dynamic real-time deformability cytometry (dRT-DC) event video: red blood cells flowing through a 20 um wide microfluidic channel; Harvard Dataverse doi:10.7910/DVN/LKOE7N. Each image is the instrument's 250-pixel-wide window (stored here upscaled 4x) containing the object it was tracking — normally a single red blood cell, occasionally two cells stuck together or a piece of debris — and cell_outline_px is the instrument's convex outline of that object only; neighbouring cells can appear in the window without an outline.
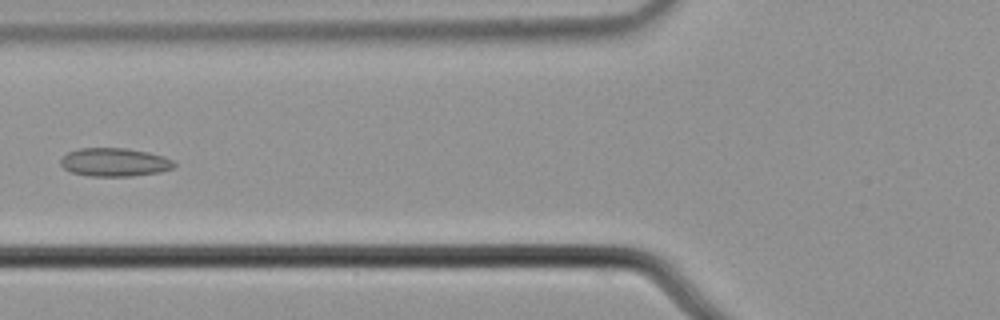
{"species": "common noctule bat (a hibernating species)", "species_latin": "Nyctalus noctula", "temperature_condition": "cold", "stored_images_in_passage": 6, "camera_frame_rate_fps": 3000, "um_per_image_px": 0.085, "animal": {"sex": "male", "body_mass_g": 21.5, "forearm_length_mm": 52.0}, "frame": {"image": 1, "passage_image": 4, "time_ms": 1.0, "image_size_px": [1000, 320], "cell_outline_px": [[176, 164], [172, 168], [160, 172], [132, 176], [88, 176], [72, 172], [64, 168], [60, 164], [60, 160], [68, 152], [80, 148], [124, 148], [148, 152], [164, 156], [172, 160]], "centroid_in_image_um": [9.74, 13.79], "position_along_channel_um": 116.1, "area_um2": 18.73}}
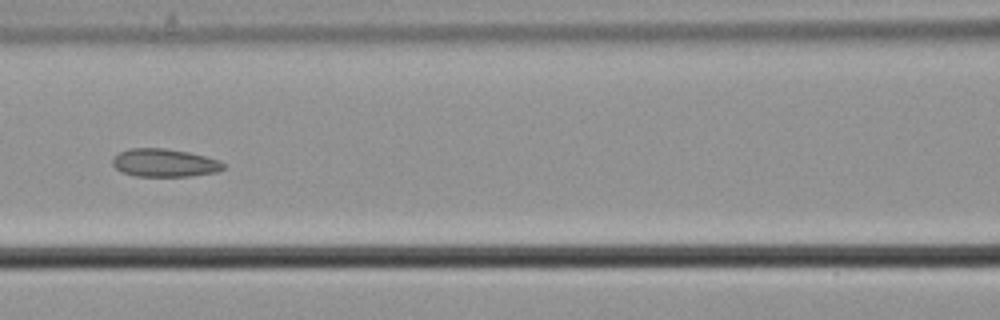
{"frame": {"image": 2, "passage_image": 5, "time_ms": 1.333, "image_size_px": [1000, 320], "cell_outline_px": [[224, 168], [216, 172], [188, 176], [136, 176], [120, 172], [112, 164], [112, 156], [128, 148], [164, 148], [188, 152], [220, 160], [224, 164]], "centroid_in_image_um": [13.93, 13.84], "position_along_channel_um": 152.7, "area_um2": 18.15}}
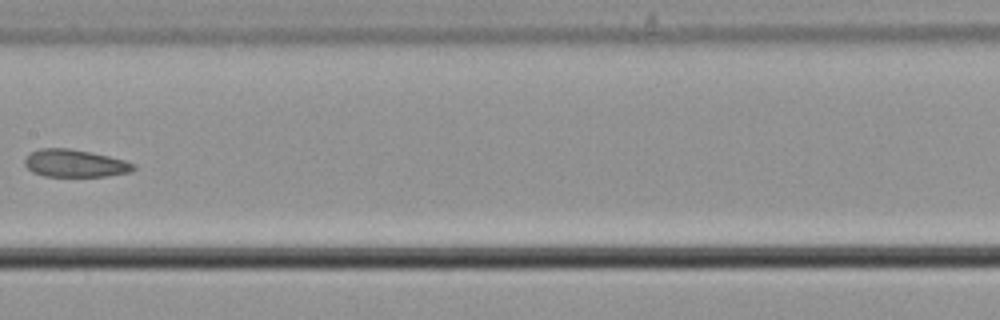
{"frame": {"image": 3, "passage_image": 6, "time_ms": 1.667, "image_size_px": [1000, 320], "cell_outline_px": [[136, 168], [132, 172], [108, 176], [44, 176], [32, 172], [24, 164], [24, 160], [32, 152], [40, 148], [68, 148], [92, 152], [124, 160], [136, 164]], "centroid_in_image_um": [6.4, 13.89], "position_along_channel_um": 201.0, "area_um2": 17.51}}